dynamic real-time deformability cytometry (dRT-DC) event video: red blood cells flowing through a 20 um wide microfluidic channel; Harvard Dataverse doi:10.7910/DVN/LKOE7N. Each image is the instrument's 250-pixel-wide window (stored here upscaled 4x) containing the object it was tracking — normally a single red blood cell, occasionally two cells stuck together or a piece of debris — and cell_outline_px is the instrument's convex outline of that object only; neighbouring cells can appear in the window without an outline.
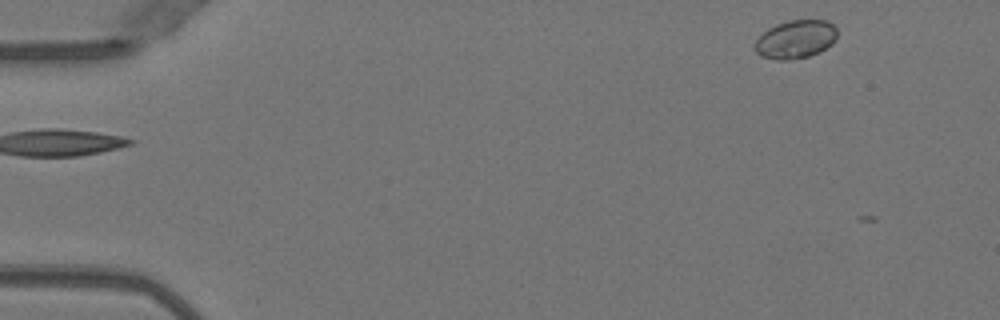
{"species": "Egyptian fruit bat (a non-hibernating species)", "species_latin": "Rousettus aegyptiacus", "temperature_condition": "warm", "stored_images_in_passage": 2, "camera_frame_rate_fps": 3000, "um_per_image_px": 0.085, "animal": {"sex": "female"}, "frame": {"image": 1, "passage_image": 1, "time_ms": 0.0, "image_size_px": [1000, 320], "cell_outline_px": [[836, 40], [832, 44], [820, 52], [808, 56], [788, 60], [776, 60], [760, 56], [756, 52], [756, 40], [768, 28], [776, 24], [788, 20], [828, 20], [836, 28]], "centroid_in_image_um": [67.64, 3.34], "position_along_channel_um": 17.4, "area_um2": 18.38}}